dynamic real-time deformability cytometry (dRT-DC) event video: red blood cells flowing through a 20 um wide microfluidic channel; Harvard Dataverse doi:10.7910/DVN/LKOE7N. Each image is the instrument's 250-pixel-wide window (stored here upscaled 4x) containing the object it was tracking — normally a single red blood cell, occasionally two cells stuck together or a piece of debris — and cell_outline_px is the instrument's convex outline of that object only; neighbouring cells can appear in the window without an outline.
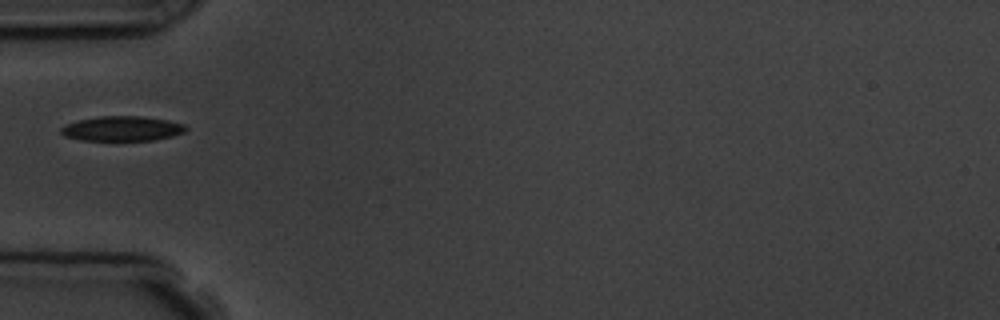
{"species": "common noctule bat (a hibernating species)", "species_latin": "Nyctalus noctula", "temperature_condition": "room temperature", "stored_images_in_passage": 9, "camera_frame_rate_fps": 3000, "um_per_image_px": 0.085, "animal": {"sex": "male", "body_mass_g": 19.5, "forearm_length_mm": 54.6}, "frame": {"image": 1, "passage_image": 6, "time_ms": 6.0, "image_size_px": [1000, 320], "cell_outline_px": [[188, 128], [184, 132], [172, 136], [156, 140], [80, 140], [64, 136], [60, 132], [60, 128], [64, 124], [76, 120], [100, 116], [140, 116], [168, 120], [184, 124]], "centroid_in_image_um": [10.35, 10.93], "position_along_channel_um": 74.7, "area_um2": 18.21}}